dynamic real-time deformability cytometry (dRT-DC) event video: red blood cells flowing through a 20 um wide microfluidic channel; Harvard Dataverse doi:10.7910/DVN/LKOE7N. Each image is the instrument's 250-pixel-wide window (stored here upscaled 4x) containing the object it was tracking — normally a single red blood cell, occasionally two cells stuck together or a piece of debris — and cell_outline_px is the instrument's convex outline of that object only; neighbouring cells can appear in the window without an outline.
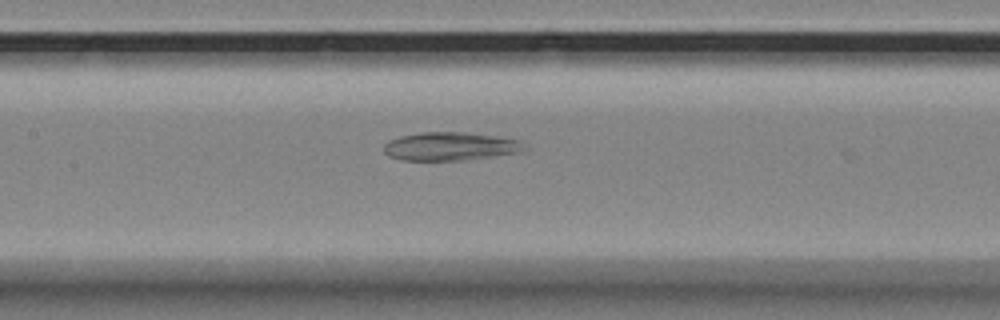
{"species": "Egyptian fruit bat (a non-hibernating species)", "species_latin": "Rousettus aegyptiacus", "temperature_condition": "room temperature", "stored_images_in_passage": 28, "camera_frame_rate_fps": 3000, "um_per_image_px": 0.085, "animal": {"sex": "female"}, "frame": {"image": 1, "passage_image": 27, "time_ms": 8.667, "image_size_px": [1000, 320], "cell_outline_px": [[528, 148], [520, 152], [464, 160], [400, 160], [388, 156], [384, 152], [384, 144], [388, 140], [400, 136], [420, 132], [464, 132], [496, 136], [520, 140]], "centroid_in_image_um": [38.25, 12.44], "position_along_channel_um": 169.1, "area_um2": 23.29}}